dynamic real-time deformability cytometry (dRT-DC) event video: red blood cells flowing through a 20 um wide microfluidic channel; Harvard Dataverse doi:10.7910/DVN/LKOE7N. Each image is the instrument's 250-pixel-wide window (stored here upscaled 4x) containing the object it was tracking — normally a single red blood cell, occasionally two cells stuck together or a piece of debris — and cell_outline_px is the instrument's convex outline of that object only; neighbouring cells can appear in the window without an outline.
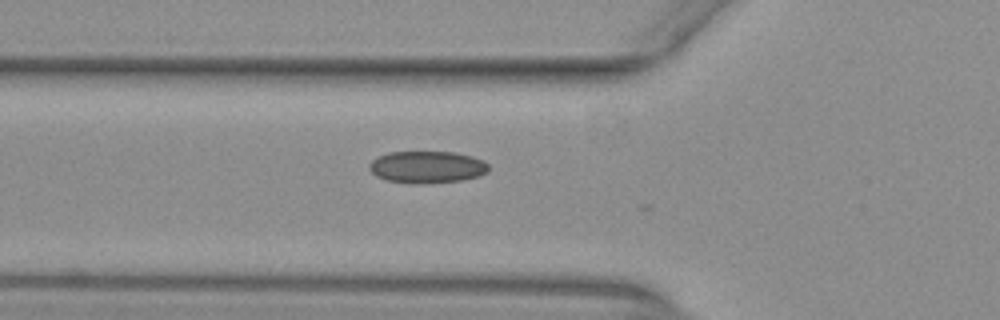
{"species": "common noctule bat (a hibernating species)", "species_latin": "Nyctalus noctula", "temperature_condition": "warm", "stored_images_in_passage": 7, "camera_frame_rate_fps": 3000, "um_per_image_px": 0.085, "animal": {"sex": "female", "body_mass_g": 29.2, "forearm_length_mm": 56.3}, "frame": {"image": 1, "passage_image": 3, "time_ms": 0.667, "image_size_px": [1000, 320], "cell_outline_px": [[488, 172], [480, 176], [460, 180], [424, 184], [412, 184], [388, 180], [376, 176], [368, 168], [368, 164], [376, 156], [388, 152], [456, 152], [472, 156], [484, 160], [488, 164]], "centroid_in_image_um": [36.29, 14.2], "position_along_channel_um": 89.5, "area_um2": 22.54}}
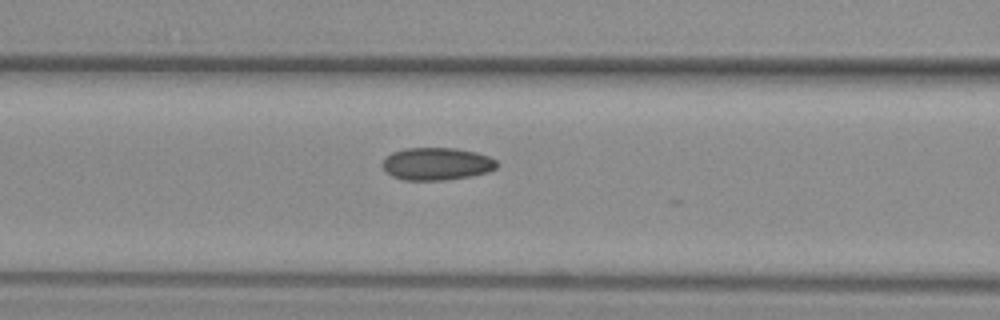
{"frame": {"image": 2, "passage_image": 6, "time_ms": 1.667, "image_size_px": [1000, 320], "cell_outline_px": [[500, 164], [496, 168], [488, 172], [472, 176], [444, 180], [404, 180], [392, 176], [384, 168], [384, 160], [392, 152], [404, 148], [456, 148], [476, 152], [488, 156], [496, 160]], "centroid_in_image_um": [37.17, 13.92], "position_along_channel_um": 129.4, "area_um2": 21.68}}